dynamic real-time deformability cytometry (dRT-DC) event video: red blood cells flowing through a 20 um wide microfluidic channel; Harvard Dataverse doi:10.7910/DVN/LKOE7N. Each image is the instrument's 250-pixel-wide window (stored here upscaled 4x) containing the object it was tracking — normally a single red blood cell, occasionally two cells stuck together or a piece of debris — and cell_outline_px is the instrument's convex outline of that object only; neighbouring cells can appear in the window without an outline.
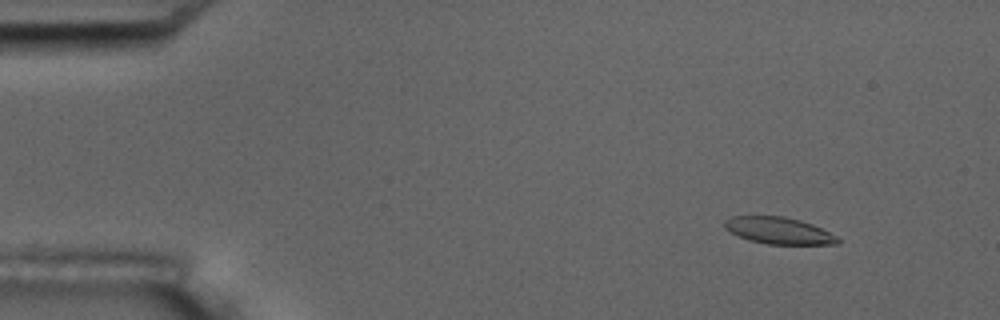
{"species": "common noctule bat (a hibernating species)", "species_latin": "Nyctalus noctula", "temperature_condition": "room temperature", "stored_images_in_passage": 5, "camera_frame_rate_fps": 3000, "um_per_image_px": 0.085, "animal": {"sex": "male", "body_mass_g": 17.5, "forearm_length_mm": 52.3}, "frame": {"image": 1, "passage_image": 2, "time_ms": 1.333, "image_size_px": [1000, 320], "cell_outline_px": [[840, 240], [836, 244], [768, 244], [748, 240], [724, 228], [724, 220], [732, 216], [784, 216], [800, 220], [812, 224], [836, 236]], "centroid_in_image_um": [66.17, 19.59], "position_along_channel_um": 18.8, "area_um2": 17.46}}
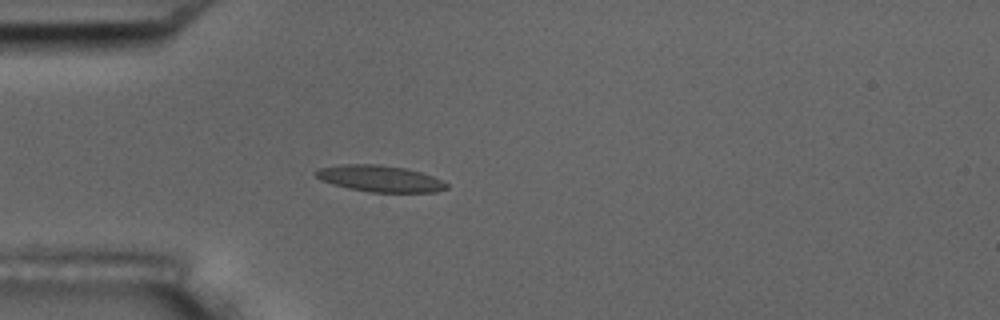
{"frame": {"image": 2, "passage_image": 5, "time_ms": 4.667, "image_size_px": [1000, 320], "cell_outline_px": [[448, 188], [436, 192], [372, 192], [348, 188], [332, 184], [320, 180], [312, 172], [320, 168], [340, 164], [380, 164], [404, 168], [420, 172], [432, 176], [448, 184]], "centroid_in_image_um": [32.25, 15.17], "position_along_channel_um": 52.7, "area_um2": 20.11}}